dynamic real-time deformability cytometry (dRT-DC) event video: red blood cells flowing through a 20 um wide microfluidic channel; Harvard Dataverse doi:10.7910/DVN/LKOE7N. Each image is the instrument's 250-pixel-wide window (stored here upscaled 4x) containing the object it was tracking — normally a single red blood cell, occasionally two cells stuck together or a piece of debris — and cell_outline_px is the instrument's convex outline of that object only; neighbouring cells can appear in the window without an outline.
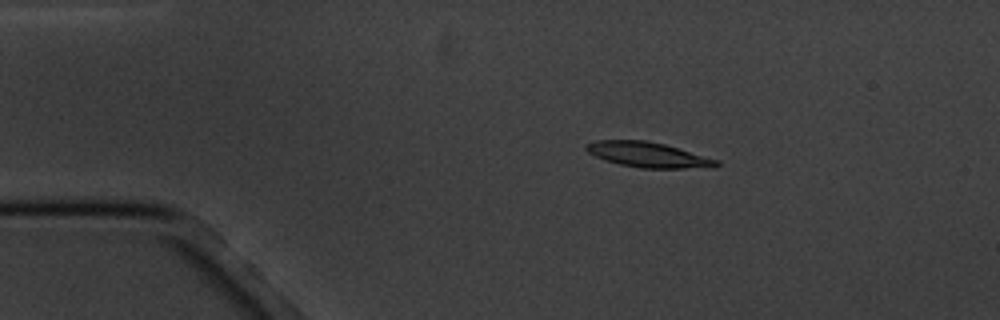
{"species": "common noctule bat (a hibernating species)", "species_latin": "Nyctalus noctula", "temperature_condition": "cold", "stored_images_in_passage": 6, "camera_frame_rate_fps": 3000, "um_per_image_px": 0.085, "animal": {"sex": "male", "body_mass_g": 20.1, "forearm_length_mm": 53.5}, "frame": {"image": 1, "passage_image": 3, "time_ms": 2.333, "image_size_px": [1000, 320], "cell_outline_px": [[720, 164], [716, 168], [640, 168], [620, 164], [604, 160], [588, 152], [584, 148], [584, 144], [596, 140], [644, 140], [664, 144], [720, 160]], "centroid_in_image_um": [55.11, 13.16], "position_along_channel_um": 29.9, "area_um2": 19.25}}
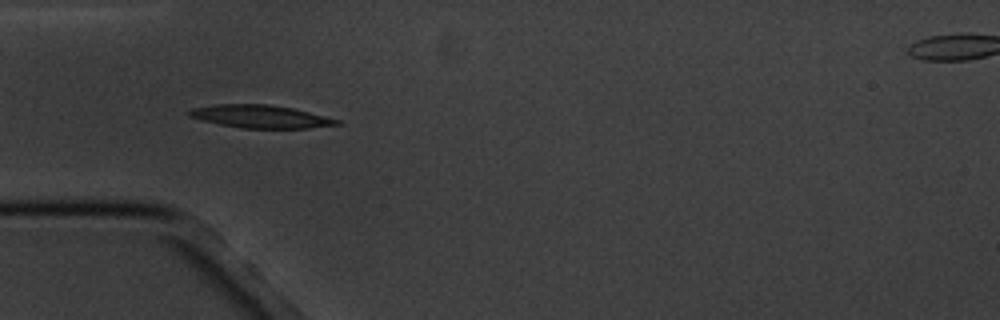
{"frame": {"image": 2, "passage_image": 5, "time_ms": 4.667, "image_size_px": [1000, 320], "cell_outline_px": [[344, 124], [308, 128], [244, 128], [220, 124], [200, 120], [188, 116], [188, 112], [192, 108], [216, 104], [268, 104], [292, 108], [340, 120]], "centroid_in_image_um": [22.14, 9.9], "position_along_channel_um": 62.9, "area_um2": 19.59}}
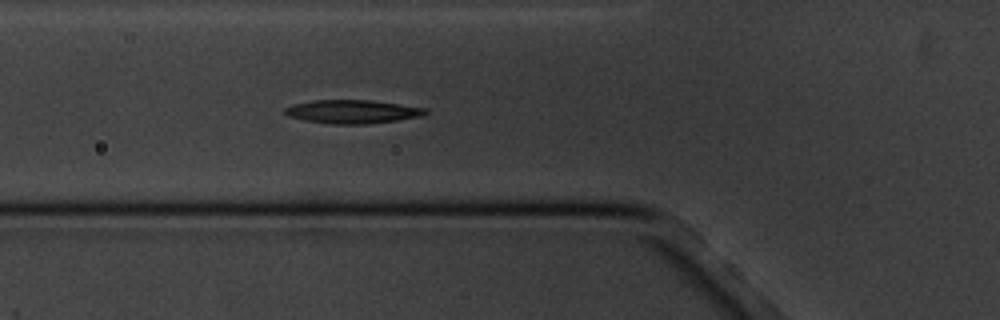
{"frame": {"image": 3, "passage_image": 6, "time_ms": 5.667, "image_size_px": [1000, 320], "cell_outline_px": [[428, 112], [420, 116], [396, 120], [368, 124], [332, 124], [304, 120], [288, 116], [284, 112], [284, 108], [292, 104], [312, 100], [372, 100], [428, 108]], "centroid_in_image_um": [29.94, 9.48], "position_along_channel_um": 95.9, "area_um2": 19.31}}